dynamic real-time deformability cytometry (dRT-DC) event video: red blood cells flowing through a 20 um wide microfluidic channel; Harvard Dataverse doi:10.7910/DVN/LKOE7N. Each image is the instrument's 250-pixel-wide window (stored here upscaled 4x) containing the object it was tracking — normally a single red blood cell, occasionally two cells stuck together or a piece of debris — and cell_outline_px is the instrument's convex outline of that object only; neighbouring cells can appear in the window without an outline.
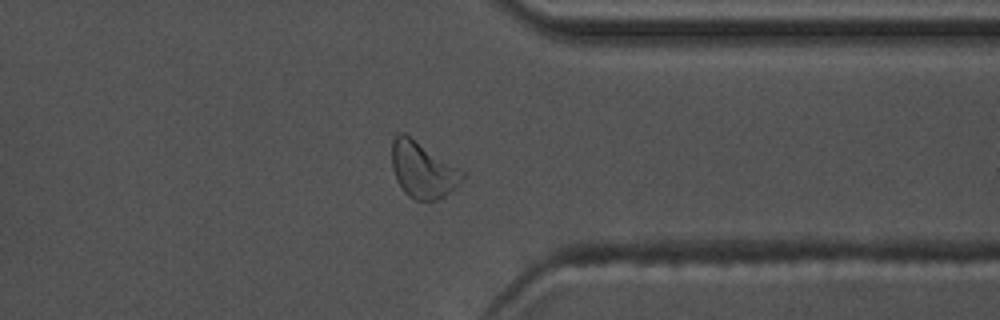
{"species": "common noctule bat (a hibernating species)", "species_latin": "Nyctalus noctula", "temperature_condition": "warm", "stored_images_in_passage": 43, "camera_frame_rate_fps": 3000, "um_per_image_px": 0.085, "animal": {"sex": "male", "body_mass_g": 17.5, "forearm_length_mm": 52.3}, "frame": {"image": 1, "passage_image": 37, "time_ms": 12.0, "image_size_px": [1000, 320], "cell_outline_px": [[464, 176], [456, 188], [444, 196], [436, 200], [416, 200], [408, 196], [404, 192], [396, 180], [392, 168], [392, 140], [400, 132], [404, 132], [464, 172]], "centroid_in_image_um": [35.9, 14.45], "position_along_channel_um": 375.5, "area_um2": 22.77}, "authors_computed_cell_mechanics": {"area_um2": 20.808, "velocity_mm_per_s": 3.6991, "shape_relaxation_time_tau1_ms": 3.3394, "shape_relaxation_time_tau2_ms": 0.8734, "deformation_change_tau1": 0.1373, "deformation_change_tau2": 0.0766}}